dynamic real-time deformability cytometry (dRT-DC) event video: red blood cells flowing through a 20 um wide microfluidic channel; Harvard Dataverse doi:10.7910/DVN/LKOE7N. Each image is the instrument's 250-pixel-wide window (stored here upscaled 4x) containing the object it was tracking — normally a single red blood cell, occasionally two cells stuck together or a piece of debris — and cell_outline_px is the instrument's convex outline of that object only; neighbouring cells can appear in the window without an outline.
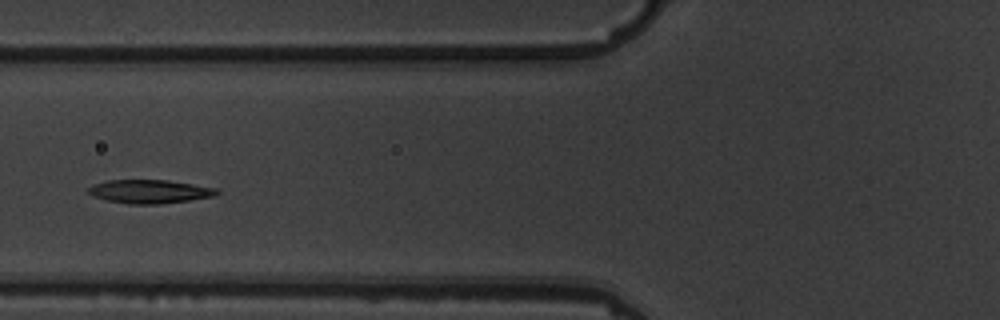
{"species": "common noctule bat (a hibernating species)", "species_latin": "Nyctalus noctula", "temperature_condition": "warm", "stored_images_in_passage": 4, "camera_frame_rate_fps": 3000, "um_per_image_px": 0.085, "animal": {"sex": "male", "body_mass_g": 19.5, "forearm_length_mm": 54.6}, "frame": {"image": 1, "passage_image": 4, "time_ms": 3.333, "image_size_px": [1000, 320], "cell_outline_px": [[220, 192], [216, 196], [160, 204], [128, 204], [108, 200], [96, 196], [88, 192], [88, 188], [92, 184], [108, 180], [168, 180], [216, 188]], "centroid_in_image_um": [12.74, 16.27], "position_along_channel_um": 113.1, "area_um2": 17.51}}